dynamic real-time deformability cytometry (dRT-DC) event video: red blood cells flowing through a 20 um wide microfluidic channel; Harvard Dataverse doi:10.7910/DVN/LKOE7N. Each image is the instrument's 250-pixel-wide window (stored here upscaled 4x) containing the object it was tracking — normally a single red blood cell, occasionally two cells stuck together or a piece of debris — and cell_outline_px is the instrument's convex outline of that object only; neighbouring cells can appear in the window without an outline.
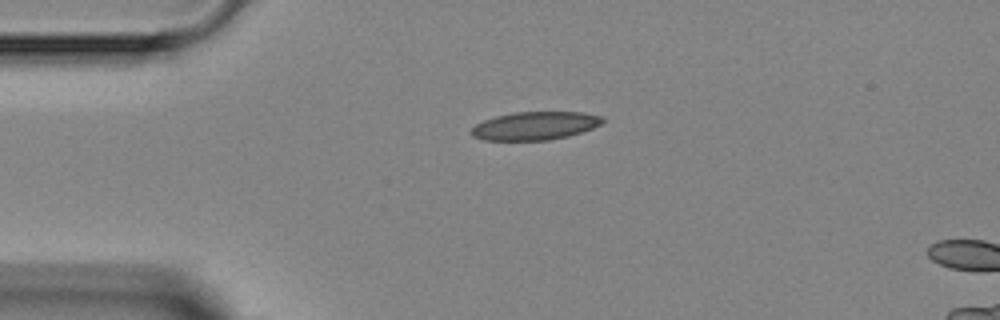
{"species": "Egyptian fruit bat (a non-hibernating species)", "species_latin": "Rousettus aegyptiacus", "temperature_condition": "room temperature", "stored_images_in_passage": 2, "camera_frame_rate_fps": 3000, "um_per_image_px": 0.085, "animal": {"sex": "female"}, "frame": {"image": 1, "passage_image": 1, "time_ms": 0.0, "image_size_px": [1000, 320], "cell_outline_px": [[604, 120], [600, 124], [592, 128], [568, 136], [548, 140], [484, 140], [472, 136], [468, 132], [476, 124], [484, 120], [496, 116], [512, 112], [584, 112], [604, 116]], "centroid_in_image_um": [45.46, 10.68], "position_along_channel_um": 39.5, "area_um2": 21.62}}